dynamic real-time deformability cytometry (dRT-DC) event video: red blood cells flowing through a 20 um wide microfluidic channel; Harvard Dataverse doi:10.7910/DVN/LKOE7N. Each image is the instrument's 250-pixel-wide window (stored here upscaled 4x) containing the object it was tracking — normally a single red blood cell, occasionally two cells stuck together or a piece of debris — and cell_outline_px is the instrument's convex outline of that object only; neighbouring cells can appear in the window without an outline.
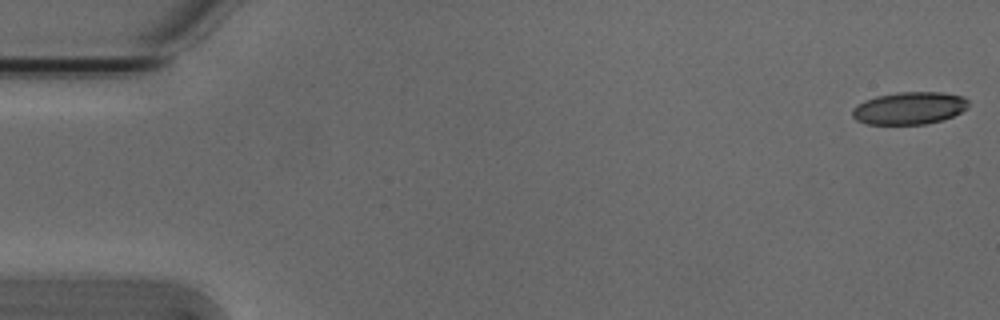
{"species": "Egyptian fruit bat (a non-hibernating species)", "species_latin": "Rousettus aegyptiacus", "temperature_condition": "cold", "stored_images_in_passage": 53, "camera_frame_rate_fps": 3000, "um_per_image_px": 0.085, "animal": {"sex": "male"}, "frame": {"image": 1, "passage_image": 1, "time_ms": 0.0, "image_size_px": [1000, 320], "cell_outline_px": [[968, 108], [952, 116], [940, 120], [924, 124], [868, 124], [856, 120], [852, 116], [852, 108], [856, 104], [864, 100], [876, 96], [900, 92], [940, 92], [964, 96], [968, 100]], "centroid_in_image_um": [77.27, 9.18], "position_along_channel_um": 7.7, "area_um2": 21.96}}
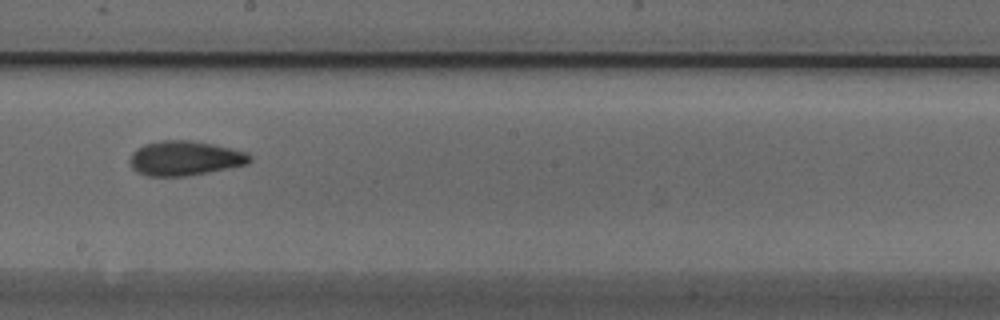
{"frame": {"image": 2, "passage_image": 30, "time_ms": 9.667, "image_size_px": [1000, 320], "cell_outline_px": [[252, 160], [248, 164], [208, 172], [184, 176], [148, 176], [132, 168], [128, 160], [132, 152], [136, 148], [144, 144], [160, 140], [192, 140], [212, 144], [248, 152], [252, 156]], "centroid_in_image_um": [15.71, 13.44], "position_along_channel_um": 232.5, "area_um2": 24.28}}
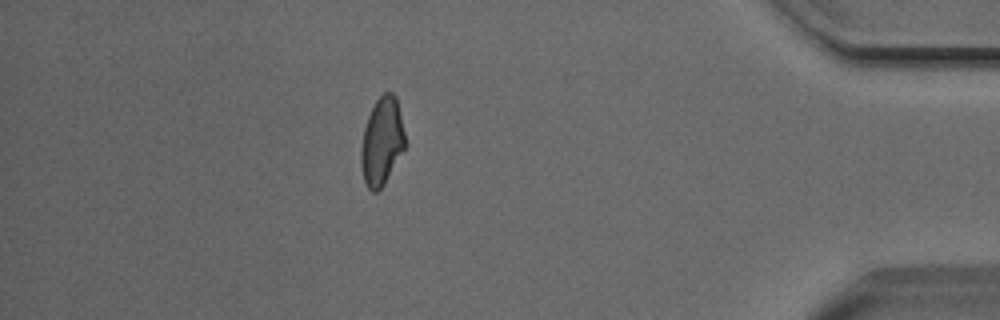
{"frame": {"image": 3, "passage_image": 47, "time_ms": 15.333, "image_size_px": [1000, 320], "cell_outline_px": [[404, 148], [384, 184], [376, 192], [372, 192], [368, 188], [364, 180], [360, 160], [360, 152], [364, 128], [368, 116], [376, 100], [384, 92], [392, 92], [396, 96], [404, 132]], "centroid_in_image_um": [32.44, 12.01], "position_along_channel_um": 402.8, "area_um2": 22.14}}